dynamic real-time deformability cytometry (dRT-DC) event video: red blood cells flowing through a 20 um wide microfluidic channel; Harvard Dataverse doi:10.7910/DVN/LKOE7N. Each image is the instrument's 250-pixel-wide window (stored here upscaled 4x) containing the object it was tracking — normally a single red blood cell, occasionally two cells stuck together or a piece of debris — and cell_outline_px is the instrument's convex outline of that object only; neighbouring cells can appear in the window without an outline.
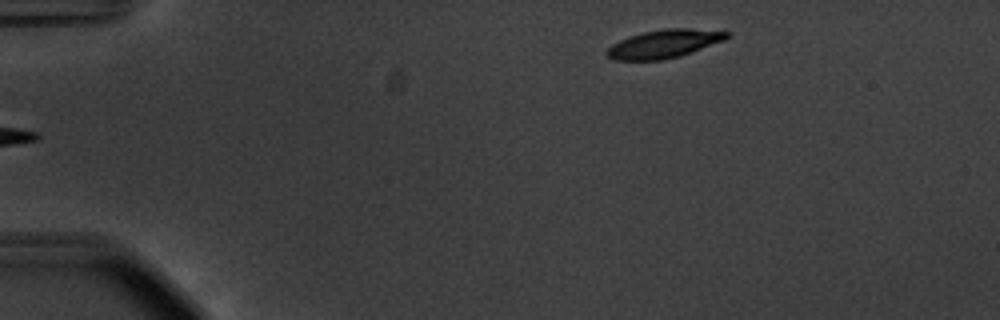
{"species": "common noctule bat (a hibernating species)", "species_latin": "Nyctalus noctula", "temperature_condition": "warm", "stored_images_in_passage": 47, "camera_frame_rate_fps": 3000, "um_per_image_px": 0.085, "animal": {"sex": "male", "body_mass_g": 20.1, "forearm_length_mm": 53.5}, "frame": {"image": 1, "passage_image": 1, "time_ms": 0.0, "image_size_px": [1000, 320], "cell_outline_px": [[732, 36], [724, 40], [680, 56], [664, 60], [612, 60], [604, 52], [612, 44], [628, 36], [644, 32], [664, 28], [688, 28], [732, 32]], "centroid_in_image_um": [56.45, 3.72], "position_along_channel_um": 28.6, "area_um2": 19.88}}
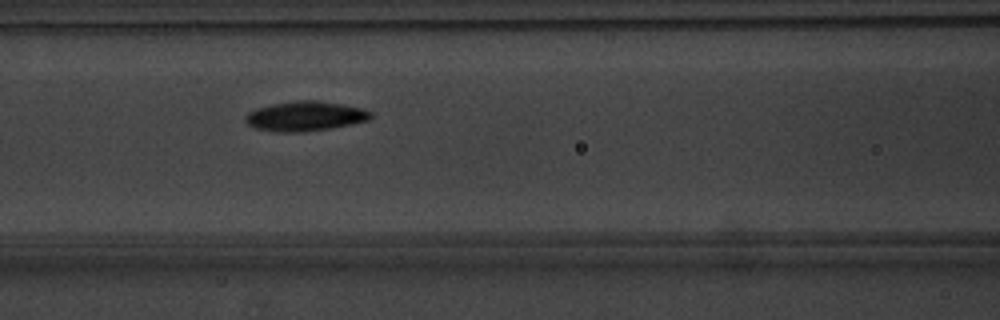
{"frame": {"image": 2, "passage_image": 16, "time_ms": 5.0, "image_size_px": [1000, 320], "cell_outline_px": [[372, 120], [332, 128], [300, 132], [280, 132], [256, 128], [248, 124], [244, 120], [244, 116], [248, 112], [256, 108], [272, 104], [300, 100], [316, 100], [364, 108], [372, 112]], "centroid_in_image_um": [25.97, 9.87], "position_along_channel_um": 140.6, "area_um2": 21.79}}
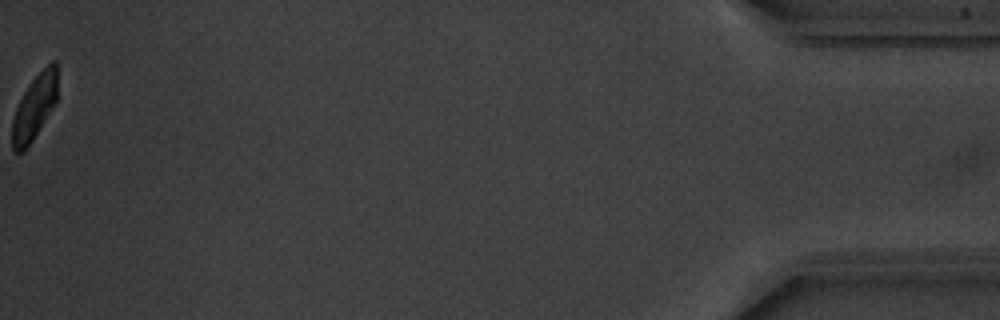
{"frame": {"image": 3, "passage_image": 47, "time_ms": 15.333, "image_size_px": [1000, 320], "cell_outline_px": [[56, 100], [32, 140], [24, 152], [16, 152], [12, 148], [12, 120], [16, 108], [24, 92], [32, 80], [52, 60], [56, 60]], "centroid_in_image_um": [2.89, 9.13], "position_along_channel_um": 432.3, "area_um2": 16.47}, "authors_computed_cell_mechanics": {"area_um2": 20.519, "velocity_mm_per_s": 3.6985, "shape_relaxation_time_tau1_ms": 2.2212, "shape_relaxation_time_tau2_ms": 5.4684, "deformation_change_tau1": 0.1275, "deformation_change_tau2": 0.0882}}